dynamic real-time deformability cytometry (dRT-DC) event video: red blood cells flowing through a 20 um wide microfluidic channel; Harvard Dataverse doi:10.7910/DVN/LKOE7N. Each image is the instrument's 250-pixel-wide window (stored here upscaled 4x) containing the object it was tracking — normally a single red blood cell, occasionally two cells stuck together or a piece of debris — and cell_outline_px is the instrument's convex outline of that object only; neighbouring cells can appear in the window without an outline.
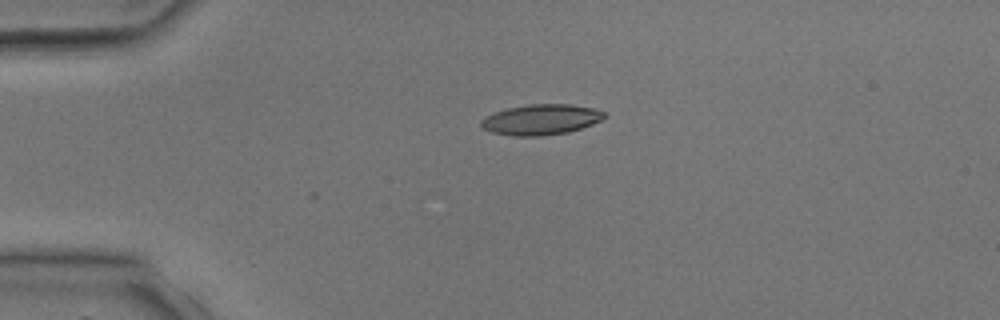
{"species": "common noctule bat (a hibernating species)", "species_latin": "Nyctalus noctula", "temperature_condition": "room temperature", "stored_images_in_passage": 2, "camera_frame_rate_fps": 3000, "um_per_image_px": 0.085, "animal": {"sex": "male", "body_mass_g": 17.9, "forearm_length_mm": 54.2}, "frame": {"image": 1, "passage_image": 1, "time_ms": 0.0, "image_size_px": [1000, 320], "cell_outline_px": [[604, 116], [600, 120], [592, 124], [568, 132], [540, 136], [512, 136], [492, 132], [484, 128], [480, 124], [480, 120], [484, 116], [492, 112], [508, 108], [532, 104], [568, 104], [592, 108], [604, 112]], "centroid_in_image_um": [45.92, 10.16], "position_along_channel_um": 39.1, "area_um2": 21.73}}